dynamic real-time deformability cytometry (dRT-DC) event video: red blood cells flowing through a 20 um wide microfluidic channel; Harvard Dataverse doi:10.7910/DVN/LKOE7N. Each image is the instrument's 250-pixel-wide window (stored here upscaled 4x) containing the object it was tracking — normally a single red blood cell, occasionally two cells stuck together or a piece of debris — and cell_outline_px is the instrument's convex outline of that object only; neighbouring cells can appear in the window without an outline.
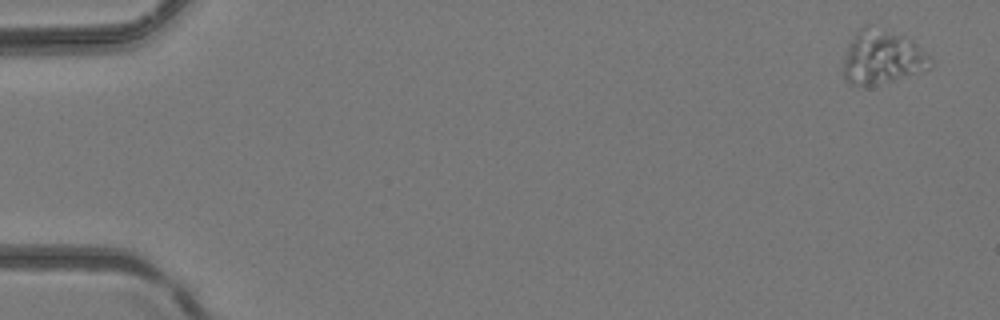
{"species": "common noctule bat (a hibernating species)", "species_latin": "Nyctalus noctula", "temperature_condition": "room temperature", "stored_images_in_passage": 5, "camera_frame_rate_fps": 3000, "um_per_image_px": 0.085, "animal": {"sex": "female", "body_mass_g": 24.6, "forearm_length_mm": 56.2}, "frame": {"image": 1, "passage_image": 1, "time_ms": 0.0, "image_size_px": [1000, 320], "cell_outline_px": [[932, 64], [928, 68], [892, 80], [872, 84], [848, 84], [844, 80], [844, 60], [848, 44], [860, 28], [868, 24], [904, 36], [912, 40], [932, 60]], "centroid_in_image_um": [74.95, 4.83], "position_along_channel_um": 10.1, "area_um2": 26.59}}
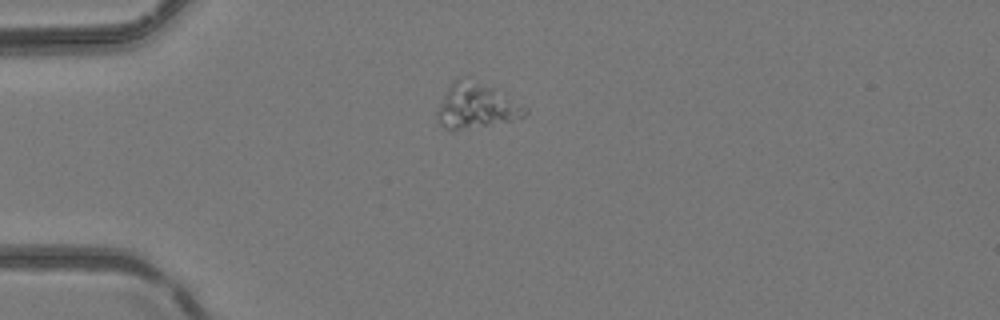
{"frame": {"image": 2, "passage_image": 4, "time_ms": 1.0, "image_size_px": [1000, 320], "cell_outline_px": [[528, 112], [524, 116], [512, 120], [452, 132], [444, 128], [440, 124], [436, 116], [436, 112], [448, 88], [456, 76], [464, 76], [492, 88], [528, 108]], "centroid_in_image_um": [40.42, 9.02], "position_along_channel_um": 44.6, "area_um2": 22.89}}